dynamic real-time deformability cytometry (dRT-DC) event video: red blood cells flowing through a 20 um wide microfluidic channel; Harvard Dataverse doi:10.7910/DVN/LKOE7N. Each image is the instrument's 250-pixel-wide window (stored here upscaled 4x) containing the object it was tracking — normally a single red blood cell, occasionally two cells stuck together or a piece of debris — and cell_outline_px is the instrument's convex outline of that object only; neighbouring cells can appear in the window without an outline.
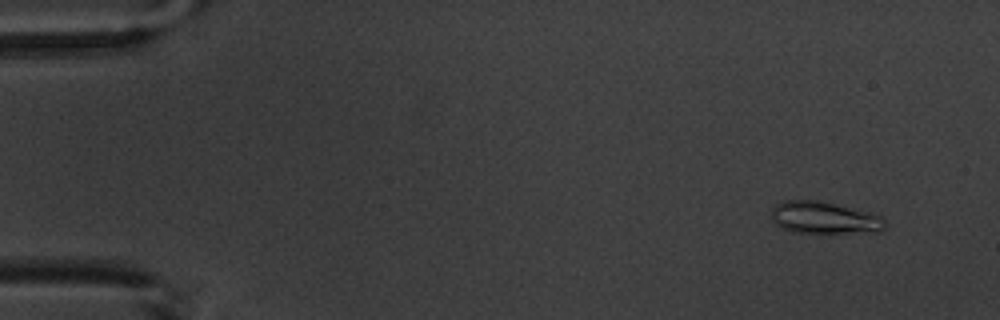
{"species": "common noctule bat (a hibernating species)", "species_latin": "Nyctalus noctula", "temperature_condition": "warm", "stored_images_in_passage": 5, "camera_frame_rate_fps": 3000, "um_per_image_px": 0.085, "animal": {"sex": "male", "body_mass_g": 20.1, "forearm_length_mm": 53.5}, "frame": {"image": 1, "passage_image": 2, "time_ms": 1.0, "image_size_px": [1000, 320], "cell_outline_px": [[884, 228], [880, 232], [792, 232], [776, 224], [772, 220], [772, 208], [776, 204], [784, 200], [816, 200], [868, 212], [884, 216]], "centroid_in_image_um": [70.05, 18.5], "position_along_channel_um": 14.9, "area_um2": 20.92}}